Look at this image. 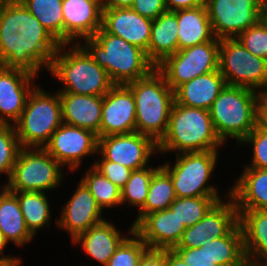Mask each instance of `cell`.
I'll return each mask as SVG.
<instances>
[{"mask_svg": "<svg viewBox=\"0 0 267 266\" xmlns=\"http://www.w3.org/2000/svg\"><path fill=\"white\" fill-rule=\"evenodd\" d=\"M8 242L6 241L3 233L0 231V263L3 266H20L22 265V259L20 257H16L11 255H5V249L8 246Z\"/></svg>", "mask_w": 267, "mask_h": 266, "instance_id": "f6af8a7d", "label": "cell"}, {"mask_svg": "<svg viewBox=\"0 0 267 266\" xmlns=\"http://www.w3.org/2000/svg\"><path fill=\"white\" fill-rule=\"evenodd\" d=\"M237 39L253 55L267 60V30L259 22L242 32Z\"/></svg>", "mask_w": 267, "mask_h": 266, "instance_id": "ab89813d", "label": "cell"}, {"mask_svg": "<svg viewBox=\"0 0 267 266\" xmlns=\"http://www.w3.org/2000/svg\"><path fill=\"white\" fill-rule=\"evenodd\" d=\"M261 5L267 6V0H261Z\"/></svg>", "mask_w": 267, "mask_h": 266, "instance_id": "f5cc1de1", "label": "cell"}, {"mask_svg": "<svg viewBox=\"0 0 267 266\" xmlns=\"http://www.w3.org/2000/svg\"><path fill=\"white\" fill-rule=\"evenodd\" d=\"M217 39L237 38L258 22L261 0H205Z\"/></svg>", "mask_w": 267, "mask_h": 266, "instance_id": "4fadbf2b", "label": "cell"}, {"mask_svg": "<svg viewBox=\"0 0 267 266\" xmlns=\"http://www.w3.org/2000/svg\"><path fill=\"white\" fill-rule=\"evenodd\" d=\"M136 132V106L132 91L115 84L104 96L100 137Z\"/></svg>", "mask_w": 267, "mask_h": 266, "instance_id": "2e32d148", "label": "cell"}, {"mask_svg": "<svg viewBox=\"0 0 267 266\" xmlns=\"http://www.w3.org/2000/svg\"><path fill=\"white\" fill-rule=\"evenodd\" d=\"M71 198L62 205L56 227L70 235L73 241L79 234L104 221L105 214L98 206L91 192L80 180ZM103 216V217H102Z\"/></svg>", "mask_w": 267, "mask_h": 266, "instance_id": "e0dca14e", "label": "cell"}, {"mask_svg": "<svg viewBox=\"0 0 267 266\" xmlns=\"http://www.w3.org/2000/svg\"><path fill=\"white\" fill-rule=\"evenodd\" d=\"M259 122L267 128V94H262L260 98Z\"/></svg>", "mask_w": 267, "mask_h": 266, "instance_id": "681fc988", "label": "cell"}, {"mask_svg": "<svg viewBox=\"0 0 267 266\" xmlns=\"http://www.w3.org/2000/svg\"><path fill=\"white\" fill-rule=\"evenodd\" d=\"M135 99L136 132L158 143L166 134L174 91L164 75L154 68L147 76L125 84Z\"/></svg>", "mask_w": 267, "mask_h": 266, "instance_id": "8992f818", "label": "cell"}, {"mask_svg": "<svg viewBox=\"0 0 267 266\" xmlns=\"http://www.w3.org/2000/svg\"><path fill=\"white\" fill-rule=\"evenodd\" d=\"M261 93L242 86L226 85L209 109L217 136L225 144L239 143L256 127Z\"/></svg>", "mask_w": 267, "mask_h": 266, "instance_id": "5b68a950", "label": "cell"}, {"mask_svg": "<svg viewBox=\"0 0 267 266\" xmlns=\"http://www.w3.org/2000/svg\"><path fill=\"white\" fill-rule=\"evenodd\" d=\"M178 21V50L189 48L216 37L212 30L206 5L173 11Z\"/></svg>", "mask_w": 267, "mask_h": 266, "instance_id": "4316f807", "label": "cell"}, {"mask_svg": "<svg viewBox=\"0 0 267 266\" xmlns=\"http://www.w3.org/2000/svg\"><path fill=\"white\" fill-rule=\"evenodd\" d=\"M60 43L19 0L0 5V65L38 76L49 71Z\"/></svg>", "mask_w": 267, "mask_h": 266, "instance_id": "6da1fadb", "label": "cell"}, {"mask_svg": "<svg viewBox=\"0 0 267 266\" xmlns=\"http://www.w3.org/2000/svg\"><path fill=\"white\" fill-rule=\"evenodd\" d=\"M225 86V79L218 69L178 86L174 90V99L180 105L209 110Z\"/></svg>", "mask_w": 267, "mask_h": 266, "instance_id": "484cf974", "label": "cell"}, {"mask_svg": "<svg viewBox=\"0 0 267 266\" xmlns=\"http://www.w3.org/2000/svg\"><path fill=\"white\" fill-rule=\"evenodd\" d=\"M48 72L61 82L59 93L104 96L115 85L80 44H60Z\"/></svg>", "mask_w": 267, "mask_h": 266, "instance_id": "277c9868", "label": "cell"}, {"mask_svg": "<svg viewBox=\"0 0 267 266\" xmlns=\"http://www.w3.org/2000/svg\"><path fill=\"white\" fill-rule=\"evenodd\" d=\"M131 9L152 20L167 11L165 0H134Z\"/></svg>", "mask_w": 267, "mask_h": 266, "instance_id": "7bdbcfd3", "label": "cell"}, {"mask_svg": "<svg viewBox=\"0 0 267 266\" xmlns=\"http://www.w3.org/2000/svg\"><path fill=\"white\" fill-rule=\"evenodd\" d=\"M218 151L178 153L173 164H161L171 176L176 197H223L214 183L208 184L217 167Z\"/></svg>", "mask_w": 267, "mask_h": 266, "instance_id": "ba28073f", "label": "cell"}, {"mask_svg": "<svg viewBox=\"0 0 267 266\" xmlns=\"http://www.w3.org/2000/svg\"><path fill=\"white\" fill-rule=\"evenodd\" d=\"M62 123L59 92H47L37 84L13 125L22 148H43Z\"/></svg>", "mask_w": 267, "mask_h": 266, "instance_id": "52a82bcc", "label": "cell"}, {"mask_svg": "<svg viewBox=\"0 0 267 266\" xmlns=\"http://www.w3.org/2000/svg\"><path fill=\"white\" fill-rule=\"evenodd\" d=\"M250 266L267 264V210H237Z\"/></svg>", "mask_w": 267, "mask_h": 266, "instance_id": "cb8c5ba5", "label": "cell"}, {"mask_svg": "<svg viewBox=\"0 0 267 266\" xmlns=\"http://www.w3.org/2000/svg\"><path fill=\"white\" fill-rule=\"evenodd\" d=\"M127 230V235L124 236L113 222L105 219L88 231L79 234L71 243L81 245L87 256L102 266H106L120 244L134 231V227L131 225Z\"/></svg>", "mask_w": 267, "mask_h": 266, "instance_id": "7402d4cb", "label": "cell"}, {"mask_svg": "<svg viewBox=\"0 0 267 266\" xmlns=\"http://www.w3.org/2000/svg\"><path fill=\"white\" fill-rule=\"evenodd\" d=\"M167 11L196 8L205 4V0H165Z\"/></svg>", "mask_w": 267, "mask_h": 266, "instance_id": "bcb514c9", "label": "cell"}, {"mask_svg": "<svg viewBox=\"0 0 267 266\" xmlns=\"http://www.w3.org/2000/svg\"><path fill=\"white\" fill-rule=\"evenodd\" d=\"M247 145L252 148L250 164L243 168L267 169V128L260 122L256 127L237 145Z\"/></svg>", "mask_w": 267, "mask_h": 266, "instance_id": "f35d334b", "label": "cell"}, {"mask_svg": "<svg viewBox=\"0 0 267 266\" xmlns=\"http://www.w3.org/2000/svg\"><path fill=\"white\" fill-rule=\"evenodd\" d=\"M227 190L224 201L217 202L200 221L187 227L174 248H200L205 240L226 236L238 224V211Z\"/></svg>", "mask_w": 267, "mask_h": 266, "instance_id": "9a60e30c", "label": "cell"}, {"mask_svg": "<svg viewBox=\"0 0 267 266\" xmlns=\"http://www.w3.org/2000/svg\"><path fill=\"white\" fill-rule=\"evenodd\" d=\"M63 44H79L102 27V0H62Z\"/></svg>", "mask_w": 267, "mask_h": 266, "instance_id": "ac0fdd59", "label": "cell"}, {"mask_svg": "<svg viewBox=\"0 0 267 266\" xmlns=\"http://www.w3.org/2000/svg\"><path fill=\"white\" fill-rule=\"evenodd\" d=\"M43 148L65 169L77 173L86 157L97 155L98 136L88 129L63 122Z\"/></svg>", "mask_w": 267, "mask_h": 266, "instance_id": "7c38bea8", "label": "cell"}, {"mask_svg": "<svg viewBox=\"0 0 267 266\" xmlns=\"http://www.w3.org/2000/svg\"><path fill=\"white\" fill-rule=\"evenodd\" d=\"M218 69L226 85L267 94V60L253 55L237 38L220 39Z\"/></svg>", "mask_w": 267, "mask_h": 266, "instance_id": "30bf717a", "label": "cell"}, {"mask_svg": "<svg viewBox=\"0 0 267 266\" xmlns=\"http://www.w3.org/2000/svg\"><path fill=\"white\" fill-rule=\"evenodd\" d=\"M223 197H177L169 206L185 227H190L200 221L207 212Z\"/></svg>", "mask_w": 267, "mask_h": 266, "instance_id": "d590c367", "label": "cell"}, {"mask_svg": "<svg viewBox=\"0 0 267 266\" xmlns=\"http://www.w3.org/2000/svg\"><path fill=\"white\" fill-rule=\"evenodd\" d=\"M210 255L218 266L249 265L239 223L226 236L210 240Z\"/></svg>", "mask_w": 267, "mask_h": 266, "instance_id": "4dcf8cb0", "label": "cell"}, {"mask_svg": "<svg viewBox=\"0 0 267 266\" xmlns=\"http://www.w3.org/2000/svg\"><path fill=\"white\" fill-rule=\"evenodd\" d=\"M64 172V167L44 148H21L9 178L10 191L47 193L60 188Z\"/></svg>", "mask_w": 267, "mask_h": 266, "instance_id": "9c48e42d", "label": "cell"}, {"mask_svg": "<svg viewBox=\"0 0 267 266\" xmlns=\"http://www.w3.org/2000/svg\"><path fill=\"white\" fill-rule=\"evenodd\" d=\"M19 1L60 44H63L62 0Z\"/></svg>", "mask_w": 267, "mask_h": 266, "instance_id": "d6a6232c", "label": "cell"}, {"mask_svg": "<svg viewBox=\"0 0 267 266\" xmlns=\"http://www.w3.org/2000/svg\"><path fill=\"white\" fill-rule=\"evenodd\" d=\"M225 144L217 136L209 110L172 105L166 134L157 143L158 154L220 150Z\"/></svg>", "mask_w": 267, "mask_h": 266, "instance_id": "3957f363", "label": "cell"}, {"mask_svg": "<svg viewBox=\"0 0 267 266\" xmlns=\"http://www.w3.org/2000/svg\"><path fill=\"white\" fill-rule=\"evenodd\" d=\"M258 22L267 30V6L261 5L258 12Z\"/></svg>", "mask_w": 267, "mask_h": 266, "instance_id": "f907efd6", "label": "cell"}, {"mask_svg": "<svg viewBox=\"0 0 267 266\" xmlns=\"http://www.w3.org/2000/svg\"><path fill=\"white\" fill-rule=\"evenodd\" d=\"M98 153L105 160L138 170L150 165L151 157L158 155L157 143L139 132L98 138Z\"/></svg>", "mask_w": 267, "mask_h": 266, "instance_id": "5bb4252c", "label": "cell"}, {"mask_svg": "<svg viewBox=\"0 0 267 266\" xmlns=\"http://www.w3.org/2000/svg\"><path fill=\"white\" fill-rule=\"evenodd\" d=\"M13 124H0V175L9 180L21 149Z\"/></svg>", "mask_w": 267, "mask_h": 266, "instance_id": "8d00e7d4", "label": "cell"}, {"mask_svg": "<svg viewBox=\"0 0 267 266\" xmlns=\"http://www.w3.org/2000/svg\"><path fill=\"white\" fill-rule=\"evenodd\" d=\"M229 188L237 210H267V169L243 168Z\"/></svg>", "mask_w": 267, "mask_h": 266, "instance_id": "d4e9b609", "label": "cell"}, {"mask_svg": "<svg viewBox=\"0 0 267 266\" xmlns=\"http://www.w3.org/2000/svg\"><path fill=\"white\" fill-rule=\"evenodd\" d=\"M19 201L27 229L35 237L51 223V207L46 192H13Z\"/></svg>", "mask_w": 267, "mask_h": 266, "instance_id": "f546056e", "label": "cell"}, {"mask_svg": "<svg viewBox=\"0 0 267 266\" xmlns=\"http://www.w3.org/2000/svg\"><path fill=\"white\" fill-rule=\"evenodd\" d=\"M153 20L139 15L131 8H103L102 28L146 52Z\"/></svg>", "mask_w": 267, "mask_h": 266, "instance_id": "44dd1931", "label": "cell"}, {"mask_svg": "<svg viewBox=\"0 0 267 266\" xmlns=\"http://www.w3.org/2000/svg\"><path fill=\"white\" fill-rule=\"evenodd\" d=\"M134 0H102L103 8H131Z\"/></svg>", "mask_w": 267, "mask_h": 266, "instance_id": "c3c4849f", "label": "cell"}, {"mask_svg": "<svg viewBox=\"0 0 267 266\" xmlns=\"http://www.w3.org/2000/svg\"><path fill=\"white\" fill-rule=\"evenodd\" d=\"M96 156H98L99 159L93 160L94 163L92 166L103 176L107 177L119 189H122L126 185L133 170L122 164L105 160L99 153H97Z\"/></svg>", "mask_w": 267, "mask_h": 266, "instance_id": "60d3db41", "label": "cell"}, {"mask_svg": "<svg viewBox=\"0 0 267 266\" xmlns=\"http://www.w3.org/2000/svg\"><path fill=\"white\" fill-rule=\"evenodd\" d=\"M0 231L8 243L18 247L35 238L26 227L17 196L11 191L0 200Z\"/></svg>", "mask_w": 267, "mask_h": 266, "instance_id": "f1b7e54d", "label": "cell"}, {"mask_svg": "<svg viewBox=\"0 0 267 266\" xmlns=\"http://www.w3.org/2000/svg\"><path fill=\"white\" fill-rule=\"evenodd\" d=\"M161 167L149 165L147 167L133 170L126 185L121 189V206L129 205L140 210L146 201L149 184L153 174Z\"/></svg>", "mask_w": 267, "mask_h": 266, "instance_id": "e575fe53", "label": "cell"}, {"mask_svg": "<svg viewBox=\"0 0 267 266\" xmlns=\"http://www.w3.org/2000/svg\"><path fill=\"white\" fill-rule=\"evenodd\" d=\"M188 266H218L210 255V241L205 240L200 248H173Z\"/></svg>", "mask_w": 267, "mask_h": 266, "instance_id": "b9f144b4", "label": "cell"}, {"mask_svg": "<svg viewBox=\"0 0 267 266\" xmlns=\"http://www.w3.org/2000/svg\"><path fill=\"white\" fill-rule=\"evenodd\" d=\"M166 266H188L182 258L173 250H166Z\"/></svg>", "mask_w": 267, "mask_h": 266, "instance_id": "7dc6e473", "label": "cell"}, {"mask_svg": "<svg viewBox=\"0 0 267 266\" xmlns=\"http://www.w3.org/2000/svg\"><path fill=\"white\" fill-rule=\"evenodd\" d=\"M36 76L0 65V124H14L21 116ZM13 122V123H12Z\"/></svg>", "mask_w": 267, "mask_h": 266, "instance_id": "d6986e66", "label": "cell"}, {"mask_svg": "<svg viewBox=\"0 0 267 266\" xmlns=\"http://www.w3.org/2000/svg\"><path fill=\"white\" fill-rule=\"evenodd\" d=\"M146 243L133 231L110 257L106 266H138L148 250Z\"/></svg>", "mask_w": 267, "mask_h": 266, "instance_id": "74e56055", "label": "cell"}, {"mask_svg": "<svg viewBox=\"0 0 267 266\" xmlns=\"http://www.w3.org/2000/svg\"><path fill=\"white\" fill-rule=\"evenodd\" d=\"M138 266H166V250L148 249L140 258Z\"/></svg>", "mask_w": 267, "mask_h": 266, "instance_id": "ee69618b", "label": "cell"}, {"mask_svg": "<svg viewBox=\"0 0 267 266\" xmlns=\"http://www.w3.org/2000/svg\"><path fill=\"white\" fill-rule=\"evenodd\" d=\"M178 51V21L173 11H166L153 20L147 49L148 59L159 65L166 57Z\"/></svg>", "mask_w": 267, "mask_h": 266, "instance_id": "83f0119b", "label": "cell"}, {"mask_svg": "<svg viewBox=\"0 0 267 266\" xmlns=\"http://www.w3.org/2000/svg\"><path fill=\"white\" fill-rule=\"evenodd\" d=\"M4 185L0 186V200L10 191L9 180L6 179Z\"/></svg>", "mask_w": 267, "mask_h": 266, "instance_id": "816d5d0a", "label": "cell"}, {"mask_svg": "<svg viewBox=\"0 0 267 266\" xmlns=\"http://www.w3.org/2000/svg\"><path fill=\"white\" fill-rule=\"evenodd\" d=\"M79 44L107 71L114 84H127L147 76L156 66L141 48L107 33L102 27Z\"/></svg>", "mask_w": 267, "mask_h": 266, "instance_id": "7a4b0ae2", "label": "cell"}, {"mask_svg": "<svg viewBox=\"0 0 267 266\" xmlns=\"http://www.w3.org/2000/svg\"><path fill=\"white\" fill-rule=\"evenodd\" d=\"M171 176L160 167L152 176L144 206L138 210L133 227L147 214L164 210L176 199Z\"/></svg>", "mask_w": 267, "mask_h": 266, "instance_id": "1f68e13d", "label": "cell"}, {"mask_svg": "<svg viewBox=\"0 0 267 266\" xmlns=\"http://www.w3.org/2000/svg\"><path fill=\"white\" fill-rule=\"evenodd\" d=\"M220 40L204 42L178 50L166 57L156 68L174 91L181 84L203 74L218 70Z\"/></svg>", "mask_w": 267, "mask_h": 266, "instance_id": "8fae6325", "label": "cell"}, {"mask_svg": "<svg viewBox=\"0 0 267 266\" xmlns=\"http://www.w3.org/2000/svg\"><path fill=\"white\" fill-rule=\"evenodd\" d=\"M62 121L88 129L100 137L103 96L59 93Z\"/></svg>", "mask_w": 267, "mask_h": 266, "instance_id": "603a6c76", "label": "cell"}, {"mask_svg": "<svg viewBox=\"0 0 267 266\" xmlns=\"http://www.w3.org/2000/svg\"><path fill=\"white\" fill-rule=\"evenodd\" d=\"M85 175L81 181L91 192L98 206L105 209L118 208L121 206V189L113 184L107 177L103 176L92 165L85 169Z\"/></svg>", "mask_w": 267, "mask_h": 266, "instance_id": "836d02e7", "label": "cell"}, {"mask_svg": "<svg viewBox=\"0 0 267 266\" xmlns=\"http://www.w3.org/2000/svg\"><path fill=\"white\" fill-rule=\"evenodd\" d=\"M185 230L170 208L147 214L134 226V232L152 250L173 249Z\"/></svg>", "mask_w": 267, "mask_h": 266, "instance_id": "ffe728a7", "label": "cell"}]
</instances>
